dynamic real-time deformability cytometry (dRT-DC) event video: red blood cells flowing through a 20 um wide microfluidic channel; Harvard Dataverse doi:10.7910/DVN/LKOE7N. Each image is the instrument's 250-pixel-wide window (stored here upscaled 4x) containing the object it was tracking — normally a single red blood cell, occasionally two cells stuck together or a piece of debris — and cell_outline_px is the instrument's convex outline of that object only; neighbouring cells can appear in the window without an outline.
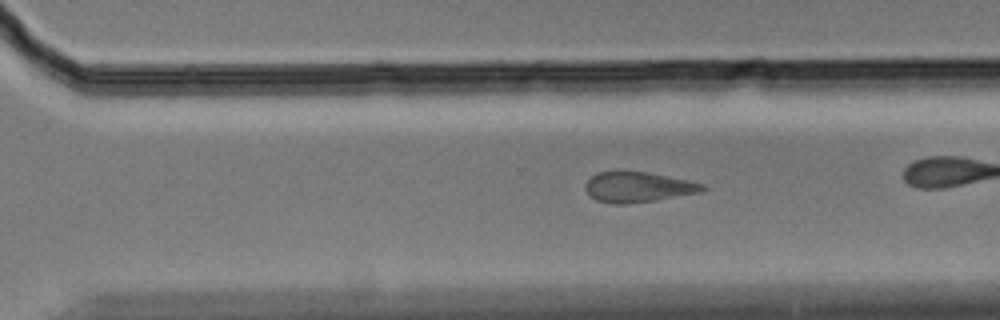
{"species": "Egyptian fruit bat (a non-hibernating species)", "species_latin": "Rousettus aegyptiacus", "temperature_condition": "cold", "stored_images_in_passage": 43, "camera_frame_rate_fps": 3000, "um_per_image_px": 0.085, "animal": {"sex": "male"}, "frame": {"image": 1, "passage_image": 37, "time_ms": 12.0, "image_size_px": [1000, 320], "cell_outline_px": [[708, 188], [700, 192], [656, 200], [628, 204], [612, 204], [596, 200], [584, 188], [584, 184], [596, 172], [644, 172], [688, 180], [704, 184]], "centroid_in_image_um": [54.22, 15.91], "position_along_channel_um": 316.4, "area_um2": 20.46}}